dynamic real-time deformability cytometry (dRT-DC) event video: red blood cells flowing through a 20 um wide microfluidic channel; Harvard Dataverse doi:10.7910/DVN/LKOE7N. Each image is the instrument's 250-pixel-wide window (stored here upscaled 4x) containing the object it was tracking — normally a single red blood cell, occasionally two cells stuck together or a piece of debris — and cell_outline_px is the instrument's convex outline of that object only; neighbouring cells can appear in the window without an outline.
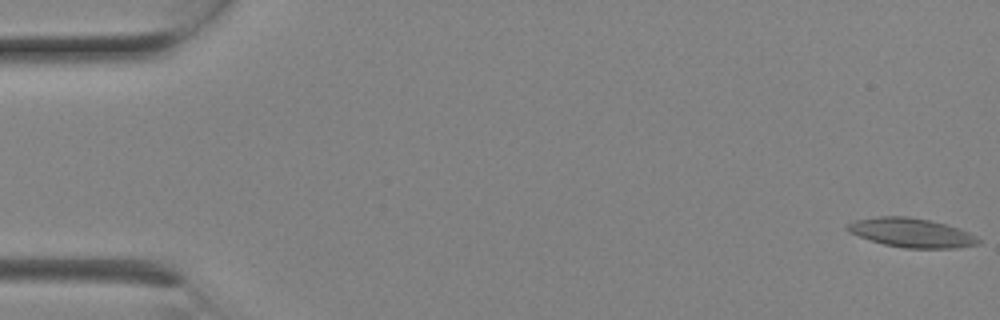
{"species": "Egyptian fruit bat (a non-hibernating species)", "species_latin": "Rousettus aegyptiacus", "temperature_condition": "room temperature", "stored_images_in_passage": 8, "camera_frame_rate_fps": 3000, "um_per_image_px": 0.085, "animal": {"sex": "female"}, "frame": {"image": 1, "passage_image": 1, "time_ms": 0.0, "image_size_px": [1000, 320], "cell_outline_px": [[980, 244], [956, 248], [904, 248], [884, 244], [848, 232], [844, 228], [848, 224], [856, 220], [880, 216], [908, 216], [928, 220], [960, 228], [976, 236], [980, 240]], "centroid_in_image_um": [77.49, 19.78], "position_along_channel_um": 7.5, "area_um2": 22.08}}
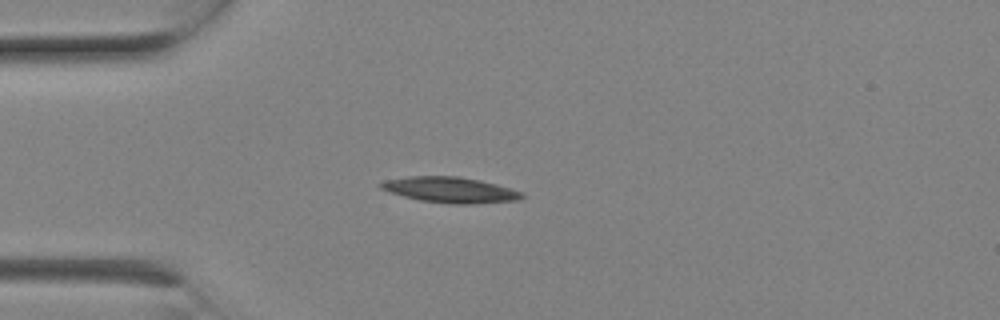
{"frame": {"image": 2, "passage_image": 6, "time_ms": 1.667, "image_size_px": [1000, 320], "cell_outline_px": [[524, 196], [520, 200], [472, 204], [452, 204], [420, 200], [404, 196], [380, 188], [376, 184], [384, 180], [408, 176], [460, 176], [480, 180], [496, 184], [524, 192]], "centroid_in_image_um": [38.28, 16.13], "position_along_channel_um": 46.7, "area_um2": 21.21}}
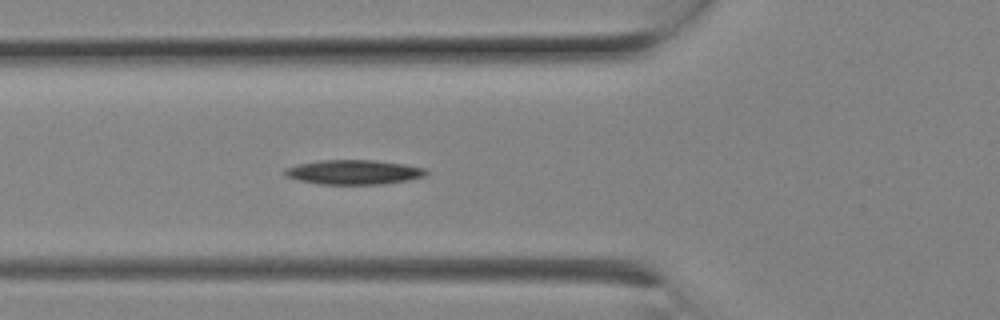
{"frame": {"image": 3, "passage_image": 8, "time_ms": 2.333, "image_size_px": [1000, 320], "cell_outline_px": [[428, 172], [424, 176], [408, 180], [380, 184], [320, 184], [300, 180], [284, 176], [284, 168], [300, 164], [320, 160], [372, 160], [404, 164], [424, 168]], "centroid_in_image_um": [30.05, 14.63], "position_along_channel_um": 95.8, "area_um2": 20.0}}